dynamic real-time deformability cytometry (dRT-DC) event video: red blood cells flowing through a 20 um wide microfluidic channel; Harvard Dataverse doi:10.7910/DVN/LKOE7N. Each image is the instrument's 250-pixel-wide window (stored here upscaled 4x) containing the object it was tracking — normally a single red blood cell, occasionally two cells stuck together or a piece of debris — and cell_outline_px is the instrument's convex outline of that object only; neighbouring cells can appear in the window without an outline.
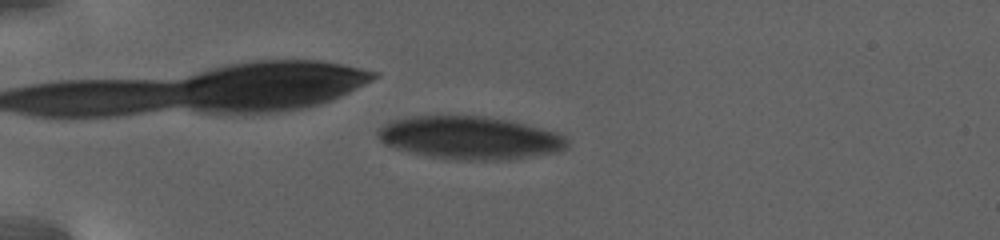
{"species": "human", "species_latin": "Homo sapiens", "temperature_condition": "warm", "stored_images_in_passage": 85, "camera_frame_rate_fps": 3000, "um_per_image_px": 0.085, "donor": {"sex": "female"}, "frame": {"image": 1, "passage_image": 13, "time_ms": 3.667, "image_size_px": [1000, 240], "cell_outline_px": [[568, 148], [556, 152], [504, 160], [460, 160], [428, 156], [396, 148], [384, 144], [380, 140], [376, 132], [384, 124], [392, 120], [412, 116], [484, 116], [508, 120], [556, 132], [564, 136], [568, 144]], "centroid_in_image_um": [39.92, 11.71], "position_along_channel_um": 45.1, "area_um2": 47.05}}
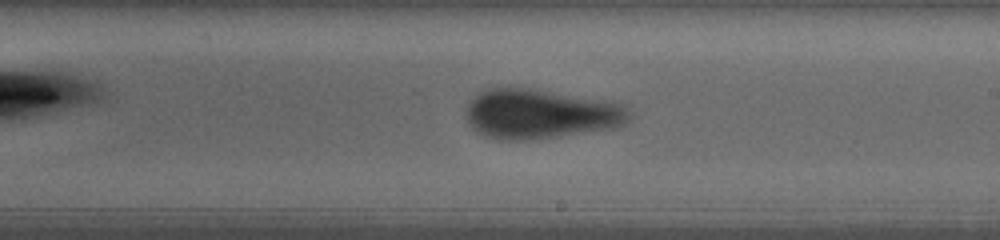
{"frame": {"image": 2, "passage_image": 45, "time_ms": 12.667, "image_size_px": [1000, 240], "cell_outline_px": [[628, 120], [624, 124], [612, 128], [560, 136], [520, 140], [500, 140], [484, 136], [476, 132], [472, 128], [468, 120], [468, 104], [480, 92], [488, 88], [520, 88], [616, 104], [624, 108], [628, 112]], "centroid_in_image_um": [45.81, 9.73], "position_along_channel_um": 243.2, "area_um2": 45.26}}
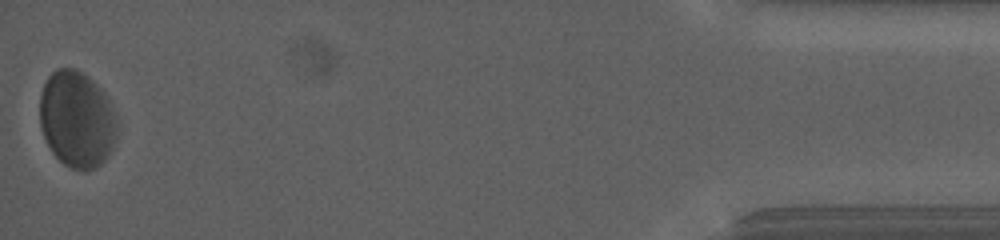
{"frame": {"image": 3, "passage_image": 84, "time_ms": 22.667, "image_size_px": [1000, 240], "cell_outline_px": [[116, 136], [112, 148], [104, 160], [100, 164], [92, 168], [68, 168], [52, 152], [44, 136], [40, 124], [40, 96], [44, 84], [48, 76], [56, 68], [72, 68], [80, 72], [96, 84], [104, 96], [116, 120]], "centroid_in_image_um": [6.49, 10.14], "position_along_channel_um": 428.7, "area_um2": 42.43}, "authors_computed_cell_mechanics": {"area_um2": 45.4308, "velocity_mm_per_s": 2.638, "shape_relaxation_time_tau1_ms": 6.6068, "shape_relaxation_time_tau2_ms": 1.4892, "deformation_change_tau1": 0.1123, "deformation_change_tau2": 0.0751}}